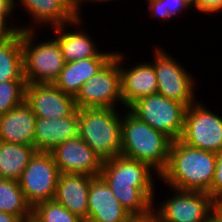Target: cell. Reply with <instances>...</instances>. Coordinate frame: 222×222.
<instances>
[{
    "mask_svg": "<svg viewBox=\"0 0 222 222\" xmlns=\"http://www.w3.org/2000/svg\"><path fill=\"white\" fill-rule=\"evenodd\" d=\"M100 176L132 216H144L152 211L154 181L155 177L159 179V174L148 164L120 155L103 161Z\"/></svg>",
    "mask_w": 222,
    "mask_h": 222,
    "instance_id": "1",
    "label": "cell"
},
{
    "mask_svg": "<svg viewBox=\"0 0 222 222\" xmlns=\"http://www.w3.org/2000/svg\"><path fill=\"white\" fill-rule=\"evenodd\" d=\"M216 153L189 146L179 140L171 142L168 161L160 181L168 188L209 192L215 175Z\"/></svg>",
    "mask_w": 222,
    "mask_h": 222,
    "instance_id": "2",
    "label": "cell"
},
{
    "mask_svg": "<svg viewBox=\"0 0 222 222\" xmlns=\"http://www.w3.org/2000/svg\"><path fill=\"white\" fill-rule=\"evenodd\" d=\"M121 113V153L148 164L159 175L165 169L172 140L141 121L127 108Z\"/></svg>",
    "mask_w": 222,
    "mask_h": 222,
    "instance_id": "3",
    "label": "cell"
},
{
    "mask_svg": "<svg viewBox=\"0 0 222 222\" xmlns=\"http://www.w3.org/2000/svg\"><path fill=\"white\" fill-rule=\"evenodd\" d=\"M121 109L79 108V137L102 161L120 156Z\"/></svg>",
    "mask_w": 222,
    "mask_h": 222,
    "instance_id": "4",
    "label": "cell"
},
{
    "mask_svg": "<svg viewBox=\"0 0 222 222\" xmlns=\"http://www.w3.org/2000/svg\"><path fill=\"white\" fill-rule=\"evenodd\" d=\"M37 32L22 31L23 75L26 84H54L65 64L62 51L55 38L39 43Z\"/></svg>",
    "mask_w": 222,
    "mask_h": 222,
    "instance_id": "5",
    "label": "cell"
},
{
    "mask_svg": "<svg viewBox=\"0 0 222 222\" xmlns=\"http://www.w3.org/2000/svg\"><path fill=\"white\" fill-rule=\"evenodd\" d=\"M127 109L172 141L181 138L187 109L184 104L156 93L137 99Z\"/></svg>",
    "mask_w": 222,
    "mask_h": 222,
    "instance_id": "6",
    "label": "cell"
},
{
    "mask_svg": "<svg viewBox=\"0 0 222 222\" xmlns=\"http://www.w3.org/2000/svg\"><path fill=\"white\" fill-rule=\"evenodd\" d=\"M158 46L153 47L152 60L157 78V93L188 108L198 99L195 96L197 89L195 78L183 67V64L178 62V59L167 53L164 47Z\"/></svg>",
    "mask_w": 222,
    "mask_h": 222,
    "instance_id": "7",
    "label": "cell"
},
{
    "mask_svg": "<svg viewBox=\"0 0 222 222\" xmlns=\"http://www.w3.org/2000/svg\"><path fill=\"white\" fill-rule=\"evenodd\" d=\"M74 99L78 109L94 107L119 109L117 105L124 108L118 51L81 86Z\"/></svg>",
    "mask_w": 222,
    "mask_h": 222,
    "instance_id": "8",
    "label": "cell"
},
{
    "mask_svg": "<svg viewBox=\"0 0 222 222\" xmlns=\"http://www.w3.org/2000/svg\"><path fill=\"white\" fill-rule=\"evenodd\" d=\"M180 140L198 149L221 152L222 117L197 100L186 109Z\"/></svg>",
    "mask_w": 222,
    "mask_h": 222,
    "instance_id": "9",
    "label": "cell"
},
{
    "mask_svg": "<svg viewBox=\"0 0 222 222\" xmlns=\"http://www.w3.org/2000/svg\"><path fill=\"white\" fill-rule=\"evenodd\" d=\"M173 196L160 201L153 200L152 211L159 222H207L216 203L206 192L183 191L169 188Z\"/></svg>",
    "mask_w": 222,
    "mask_h": 222,
    "instance_id": "10",
    "label": "cell"
},
{
    "mask_svg": "<svg viewBox=\"0 0 222 222\" xmlns=\"http://www.w3.org/2000/svg\"><path fill=\"white\" fill-rule=\"evenodd\" d=\"M60 175L50 152H35L19 180L25 199L32 208L37 203L54 199Z\"/></svg>",
    "mask_w": 222,
    "mask_h": 222,
    "instance_id": "11",
    "label": "cell"
},
{
    "mask_svg": "<svg viewBox=\"0 0 222 222\" xmlns=\"http://www.w3.org/2000/svg\"><path fill=\"white\" fill-rule=\"evenodd\" d=\"M25 102L36 117L60 119L76 109L74 96L64 93L54 84H26Z\"/></svg>",
    "mask_w": 222,
    "mask_h": 222,
    "instance_id": "12",
    "label": "cell"
},
{
    "mask_svg": "<svg viewBox=\"0 0 222 222\" xmlns=\"http://www.w3.org/2000/svg\"><path fill=\"white\" fill-rule=\"evenodd\" d=\"M60 174L100 176L103 161L79 136L59 144L51 152Z\"/></svg>",
    "mask_w": 222,
    "mask_h": 222,
    "instance_id": "13",
    "label": "cell"
},
{
    "mask_svg": "<svg viewBox=\"0 0 222 222\" xmlns=\"http://www.w3.org/2000/svg\"><path fill=\"white\" fill-rule=\"evenodd\" d=\"M13 7L15 10L17 7L23 8L32 20V26L29 22L26 27L20 25V31L41 30L42 26L52 28L69 23L77 17L73 4L69 0H14Z\"/></svg>",
    "mask_w": 222,
    "mask_h": 222,
    "instance_id": "14",
    "label": "cell"
},
{
    "mask_svg": "<svg viewBox=\"0 0 222 222\" xmlns=\"http://www.w3.org/2000/svg\"><path fill=\"white\" fill-rule=\"evenodd\" d=\"M125 53H119L118 62L121 72V96L124 109L137 99L157 93L158 85L154 65L150 61L138 62L125 68Z\"/></svg>",
    "mask_w": 222,
    "mask_h": 222,
    "instance_id": "15",
    "label": "cell"
},
{
    "mask_svg": "<svg viewBox=\"0 0 222 222\" xmlns=\"http://www.w3.org/2000/svg\"><path fill=\"white\" fill-rule=\"evenodd\" d=\"M83 18L76 17L69 23L52 27V33L59 43L65 63L96 57L102 51L96 47V42L91 38L92 35L85 29H81L84 25Z\"/></svg>",
    "mask_w": 222,
    "mask_h": 222,
    "instance_id": "16",
    "label": "cell"
},
{
    "mask_svg": "<svg viewBox=\"0 0 222 222\" xmlns=\"http://www.w3.org/2000/svg\"><path fill=\"white\" fill-rule=\"evenodd\" d=\"M131 217L105 180L101 176H94L89 188L86 222H127Z\"/></svg>",
    "mask_w": 222,
    "mask_h": 222,
    "instance_id": "17",
    "label": "cell"
},
{
    "mask_svg": "<svg viewBox=\"0 0 222 222\" xmlns=\"http://www.w3.org/2000/svg\"><path fill=\"white\" fill-rule=\"evenodd\" d=\"M79 136L78 108L60 119L36 117L34 147L36 151L51 152L59 144Z\"/></svg>",
    "mask_w": 222,
    "mask_h": 222,
    "instance_id": "18",
    "label": "cell"
},
{
    "mask_svg": "<svg viewBox=\"0 0 222 222\" xmlns=\"http://www.w3.org/2000/svg\"><path fill=\"white\" fill-rule=\"evenodd\" d=\"M83 173H64L59 176L54 200L86 222L88 196L92 178Z\"/></svg>",
    "mask_w": 222,
    "mask_h": 222,
    "instance_id": "19",
    "label": "cell"
},
{
    "mask_svg": "<svg viewBox=\"0 0 222 222\" xmlns=\"http://www.w3.org/2000/svg\"><path fill=\"white\" fill-rule=\"evenodd\" d=\"M116 51H101L96 57L66 62L54 85L64 93L76 96L81 86L102 68Z\"/></svg>",
    "mask_w": 222,
    "mask_h": 222,
    "instance_id": "20",
    "label": "cell"
},
{
    "mask_svg": "<svg viewBox=\"0 0 222 222\" xmlns=\"http://www.w3.org/2000/svg\"><path fill=\"white\" fill-rule=\"evenodd\" d=\"M36 116L24 101L0 115V141L34 146Z\"/></svg>",
    "mask_w": 222,
    "mask_h": 222,
    "instance_id": "21",
    "label": "cell"
},
{
    "mask_svg": "<svg viewBox=\"0 0 222 222\" xmlns=\"http://www.w3.org/2000/svg\"><path fill=\"white\" fill-rule=\"evenodd\" d=\"M35 152L34 146L0 141V179L19 181Z\"/></svg>",
    "mask_w": 222,
    "mask_h": 222,
    "instance_id": "22",
    "label": "cell"
},
{
    "mask_svg": "<svg viewBox=\"0 0 222 222\" xmlns=\"http://www.w3.org/2000/svg\"><path fill=\"white\" fill-rule=\"evenodd\" d=\"M26 81L23 75L22 31L0 42V82Z\"/></svg>",
    "mask_w": 222,
    "mask_h": 222,
    "instance_id": "23",
    "label": "cell"
},
{
    "mask_svg": "<svg viewBox=\"0 0 222 222\" xmlns=\"http://www.w3.org/2000/svg\"><path fill=\"white\" fill-rule=\"evenodd\" d=\"M32 209L25 199L19 181L0 179V212L18 216L24 222L32 218Z\"/></svg>",
    "mask_w": 222,
    "mask_h": 222,
    "instance_id": "24",
    "label": "cell"
},
{
    "mask_svg": "<svg viewBox=\"0 0 222 222\" xmlns=\"http://www.w3.org/2000/svg\"><path fill=\"white\" fill-rule=\"evenodd\" d=\"M32 218L36 222H84L54 199L37 203L32 209Z\"/></svg>",
    "mask_w": 222,
    "mask_h": 222,
    "instance_id": "25",
    "label": "cell"
},
{
    "mask_svg": "<svg viewBox=\"0 0 222 222\" xmlns=\"http://www.w3.org/2000/svg\"><path fill=\"white\" fill-rule=\"evenodd\" d=\"M150 16L160 20L178 18V15L187 13L188 9H192L191 0H146ZM169 20V21H168Z\"/></svg>",
    "mask_w": 222,
    "mask_h": 222,
    "instance_id": "26",
    "label": "cell"
},
{
    "mask_svg": "<svg viewBox=\"0 0 222 222\" xmlns=\"http://www.w3.org/2000/svg\"><path fill=\"white\" fill-rule=\"evenodd\" d=\"M26 81L0 82V115L25 101Z\"/></svg>",
    "mask_w": 222,
    "mask_h": 222,
    "instance_id": "27",
    "label": "cell"
},
{
    "mask_svg": "<svg viewBox=\"0 0 222 222\" xmlns=\"http://www.w3.org/2000/svg\"><path fill=\"white\" fill-rule=\"evenodd\" d=\"M13 12L14 7L12 0H0V42H5L20 32L19 26L14 25L13 20H11L15 16Z\"/></svg>",
    "mask_w": 222,
    "mask_h": 222,
    "instance_id": "28",
    "label": "cell"
},
{
    "mask_svg": "<svg viewBox=\"0 0 222 222\" xmlns=\"http://www.w3.org/2000/svg\"><path fill=\"white\" fill-rule=\"evenodd\" d=\"M208 194L216 204L222 200V151L216 153L215 175Z\"/></svg>",
    "mask_w": 222,
    "mask_h": 222,
    "instance_id": "29",
    "label": "cell"
},
{
    "mask_svg": "<svg viewBox=\"0 0 222 222\" xmlns=\"http://www.w3.org/2000/svg\"><path fill=\"white\" fill-rule=\"evenodd\" d=\"M191 4L195 12L206 15L222 13V0H191Z\"/></svg>",
    "mask_w": 222,
    "mask_h": 222,
    "instance_id": "30",
    "label": "cell"
},
{
    "mask_svg": "<svg viewBox=\"0 0 222 222\" xmlns=\"http://www.w3.org/2000/svg\"><path fill=\"white\" fill-rule=\"evenodd\" d=\"M127 222H159L157 215L151 211L144 216H132Z\"/></svg>",
    "mask_w": 222,
    "mask_h": 222,
    "instance_id": "31",
    "label": "cell"
},
{
    "mask_svg": "<svg viewBox=\"0 0 222 222\" xmlns=\"http://www.w3.org/2000/svg\"><path fill=\"white\" fill-rule=\"evenodd\" d=\"M111 1H116V0H76V3L73 5V8H74V10H75V13H76V15H77V17H82V14L83 13H81L82 12V10L81 9H83V8H81L82 7V4L83 5H85V2L86 3H88V2H95V3H105V2H111ZM118 1V0H117ZM120 1V0H119ZM121 1H123V0H121Z\"/></svg>",
    "mask_w": 222,
    "mask_h": 222,
    "instance_id": "32",
    "label": "cell"
},
{
    "mask_svg": "<svg viewBox=\"0 0 222 222\" xmlns=\"http://www.w3.org/2000/svg\"><path fill=\"white\" fill-rule=\"evenodd\" d=\"M207 222H222V212L215 207L208 215Z\"/></svg>",
    "mask_w": 222,
    "mask_h": 222,
    "instance_id": "33",
    "label": "cell"
},
{
    "mask_svg": "<svg viewBox=\"0 0 222 222\" xmlns=\"http://www.w3.org/2000/svg\"><path fill=\"white\" fill-rule=\"evenodd\" d=\"M0 222H23L18 216L10 213L0 212Z\"/></svg>",
    "mask_w": 222,
    "mask_h": 222,
    "instance_id": "34",
    "label": "cell"
},
{
    "mask_svg": "<svg viewBox=\"0 0 222 222\" xmlns=\"http://www.w3.org/2000/svg\"><path fill=\"white\" fill-rule=\"evenodd\" d=\"M216 207L222 212V200L216 204Z\"/></svg>",
    "mask_w": 222,
    "mask_h": 222,
    "instance_id": "35",
    "label": "cell"
},
{
    "mask_svg": "<svg viewBox=\"0 0 222 222\" xmlns=\"http://www.w3.org/2000/svg\"><path fill=\"white\" fill-rule=\"evenodd\" d=\"M24 222H36L33 218H30V219H27L26 221Z\"/></svg>",
    "mask_w": 222,
    "mask_h": 222,
    "instance_id": "36",
    "label": "cell"
},
{
    "mask_svg": "<svg viewBox=\"0 0 222 222\" xmlns=\"http://www.w3.org/2000/svg\"><path fill=\"white\" fill-rule=\"evenodd\" d=\"M73 5L76 3V0H69Z\"/></svg>",
    "mask_w": 222,
    "mask_h": 222,
    "instance_id": "37",
    "label": "cell"
}]
</instances>
